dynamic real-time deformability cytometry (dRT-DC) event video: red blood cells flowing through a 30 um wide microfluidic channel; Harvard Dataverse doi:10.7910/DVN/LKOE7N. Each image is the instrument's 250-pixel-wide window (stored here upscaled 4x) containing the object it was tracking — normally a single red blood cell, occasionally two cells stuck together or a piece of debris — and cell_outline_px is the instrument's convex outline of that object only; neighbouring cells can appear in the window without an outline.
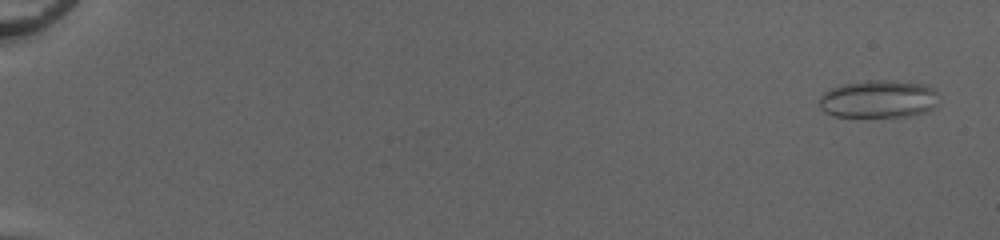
{"species": "common noctule bat (a hibernating species)", "species_latin": "Nyctalus noctula", "temperature_condition": "cold", "stored_images_in_passage": 53, "camera_frame_rate_fps": 3000, "um_per_image_px": 0.085, "animal": {"sex": "female", "body_mass_g": 20.0, "forearm_length_mm": 54.0}, "frame": {"image": 1, "passage_image": 3, "time_ms": 0.667, "image_size_px": [1000, 240], "cell_outline_px": [[936, 104], [932, 108], [924, 112], [908, 116], [864, 120], [832, 116], [824, 112], [820, 108], [820, 96], [828, 88], [844, 84], [868, 80], [892, 80], [924, 84], [932, 88], [936, 92]], "centroid_in_image_um": [74.59, 8.47], "position_along_channel_um": 10.4, "area_um2": 27.28}}
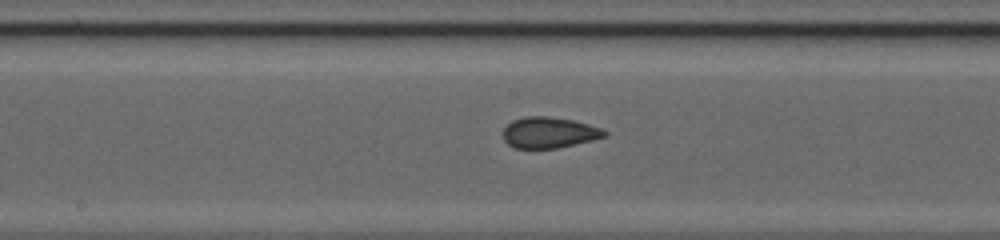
{"frame": {"image": 2, "passage_image": 31, "time_ms": 10.0, "image_size_px": [1000, 240], "cell_outline_px": [[608, 132], [604, 136], [592, 140], [556, 148], [516, 148], [508, 144], [504, 140], [500, 132], [512, 120], [528, 116], [548, 116], [572, 120], [588, 124], [600, 128]], "centroid_in_image_um": [46.61, 11.26], "position_along_channel_um": 201.6, "area_um2": 18.21}}
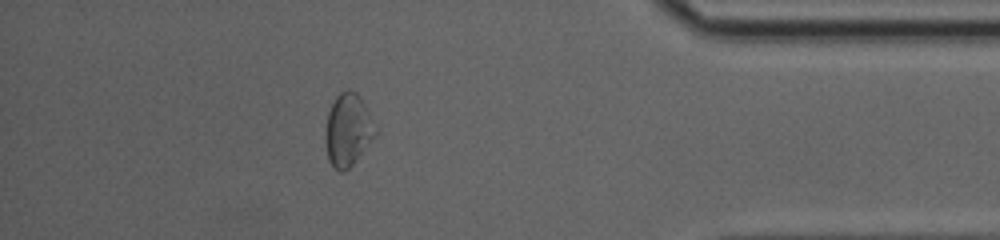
{"frame": {"image": 3, "passage_image": 48, "time_ms": 15.667, "image_size_px": [1000, 240], "cell_outline_px": [[376, 132], [352, 164], [344, 172], [340, 172], [328, 160], [324, 140], [324, 128], [328, 112], [336, 96], [340, 92], [348, 88], [356, 92], [360, 96], [368, 112]], "centroid_in_image_um": [29.5, 11.01], "position_along_channel_um": 405.7, "area_um2": 20.69}, "authors_computed_cell_mechanics": {"area_um2": 19.7676, "velocity_mm_per_s": 4.1174, "shape_relaxation_time_tau1_ms": 8.0472, "shape_relaxation_time_tau2_ms": 0.8083, "deformation_change_tau1": 0.1536, "deformation_change_tau2": 0.0385}}